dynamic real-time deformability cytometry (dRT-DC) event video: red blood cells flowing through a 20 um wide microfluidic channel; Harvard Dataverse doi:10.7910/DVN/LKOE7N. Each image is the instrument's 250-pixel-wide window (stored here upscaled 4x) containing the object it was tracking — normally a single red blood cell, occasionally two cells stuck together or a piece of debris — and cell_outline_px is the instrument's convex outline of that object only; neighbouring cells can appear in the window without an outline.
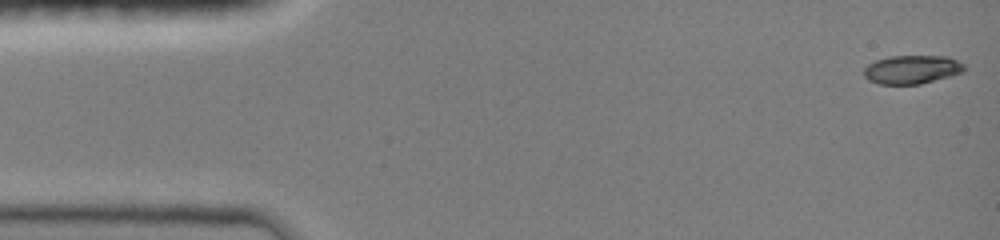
{"species": "common noctule bat (a hibernating species)", "species_latin": "Nyctalus noctula", "temperature_condition": "room temperature", "stored_images_in_passage": 47, "camera_frame_rate_fps": 3000, "um_per_image_px": 0.085, "animal": {"sex": "female", "body_mass_g": 19.0, "forearm_length_mm": 51.5}, "frame": {"image": 1, "passage_image": 1, "time_ms": 0.0, "image_size_px": [1000, 240], "cell_outline_px": [[964, 72], [920, 84], [880, 84], [868, 80], [864, 76], [864, 68], [868, 64], [876, 60], [892, 56], [948, 56], [964, 64]], "centroid_in_image_um": [77.51, 5.91], "position_along_channel_um": 7.5, "area_um2": 16.65}}
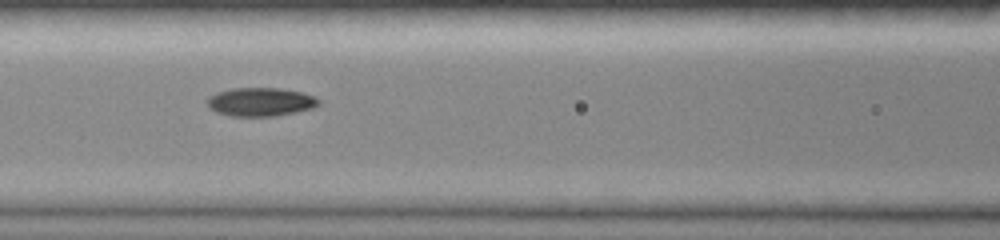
{"frame": {"image": 2, "passage_image": 20, "time_ms": 6.333, "image_size_px": [1000, 240], "cell_outline_px": [[320, 104], [316, 108], [276, 116], [232, 116], [216, 112], [208, 108], [204, 100], [208, 96], [216, 92], [232, 88], [280, 88], [300, 92], [312, 96], [320, 100]], "centroid_in_image_um": [22.1, 8.66], "position_along_channel_um": 144.5, "area_um2": 18.84}}
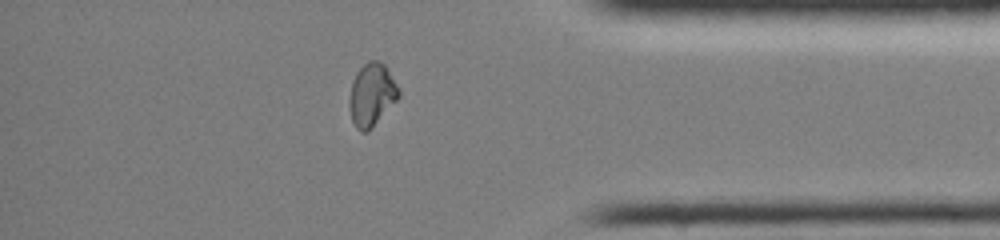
{"frame": {"image": 3, "passage_image": 40, "time_ms": 13.0, "image_size_px": [1000, 240], "cell_outline_px": [[400, 96], [372, 128], [368, 132], [360, 132], [356, 128], [352, 120], [348, 104], [348, 100], [352, 84], [356, 72], [368, 60], [380, 60], [384, 64], [400, 88]], "centroid_in_image_um": [31.6, 8.05], "position_along_channel_um": 403.6, "area_um2": 18.21}, "authors_computed_cell_mechanics": {"area_um2": 17.918, "velocity_mm_per_s": 4.0495, "shape_relaxation_time_tau1_ms": null, "shape_relaxation_time_tau2_ms": 3.5489, "deformation_change_tau1": null, "deformation_change_tau2": 0.0588}}